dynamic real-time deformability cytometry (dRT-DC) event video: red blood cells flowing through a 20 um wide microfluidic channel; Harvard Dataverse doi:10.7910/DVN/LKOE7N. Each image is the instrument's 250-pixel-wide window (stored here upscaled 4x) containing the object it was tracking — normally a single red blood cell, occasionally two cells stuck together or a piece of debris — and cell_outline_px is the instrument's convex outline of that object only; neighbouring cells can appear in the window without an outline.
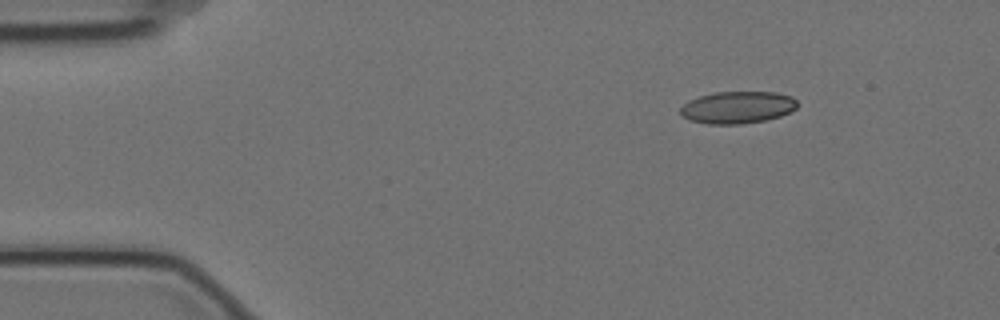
{"species": "Egyptian fruit bat (a non-hibernating species)", "species_latin": "Rousettus aegyptiacus", "temperature_condition": "cold", "stored_images_in_passage": 3, "camera_frame_rate_fps": 3000, "um_per_image_px": 0.085, "animal": {"sex": "female"}, "frame": {"image": 1, "passage_image": 1, "time_ms": 0.0, "image_size_px": [1000, 320], "cell_outline_px": [[796, 108], [792, 112], [768, 120], [740, 124], [708, 124], [688, 120], [680, 112], [680, 108], [688, 100], [700, 96], [716, 92], [776, 92], [792, 96], [796, 100]], "centroid_in_image_um": [62.7, 9.13], "position_along_channel_um": 22.3, "area_um2": 22.02}}
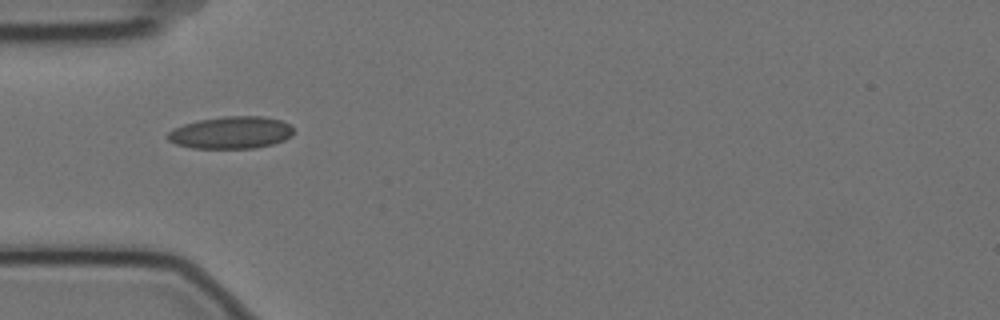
{"frame": {"image": 2, "passage_image": 3, "time_ms": 0.667, "image_size_px": [1000, 320], "cell_outline_px": [[292, 136], [284, 140], [272, 144], [256, 148], [192, 148], [176, 144], [168, 140], [164, 136], [172, 128], [184, 124], [200, 120], [224, 116], [264, 116], [280, 120], [288, 124], [292, 128]], "centroid_in_image_um": [19.6, 11.27], "position_along_channel_um": 65.4, "area_um2": 23.7}}